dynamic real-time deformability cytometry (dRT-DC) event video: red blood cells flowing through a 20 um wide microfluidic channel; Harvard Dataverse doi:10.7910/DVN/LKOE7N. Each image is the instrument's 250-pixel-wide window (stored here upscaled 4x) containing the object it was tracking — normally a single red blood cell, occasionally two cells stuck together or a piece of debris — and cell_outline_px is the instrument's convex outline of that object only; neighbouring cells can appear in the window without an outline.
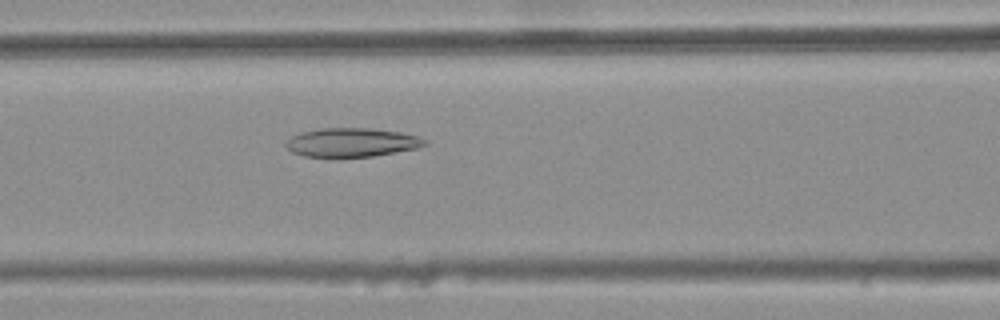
{"species": "common noctule bat (a hibernating species)", "species_latin": "Nyctalus noctula", "temperature_condition": "warm", "stored_images_in_passage": 49, "camera_frame_rate_fps": 3000, "um_per_image_px": 0.085, "animal": {"sex": "female", "body_mass_g": 25.1}, "frame": {"image": 1, "passage_image": 22, "time_ms": 7.0, "image_size_px": [1000, 320], "cell_outline_px": [[428, 144], [416, 148], [396, 152], [372, 156], [304, 156], [292, 152], [284, 144], [292, 136], [300, 132], [320, 128], [368, 128], [400, 132], [416, 136], [428, 140]], "centroid_in_image_um": [29.9, 12.09], "position_along_channel_um": 136.7, "area_um2": 23.06}}
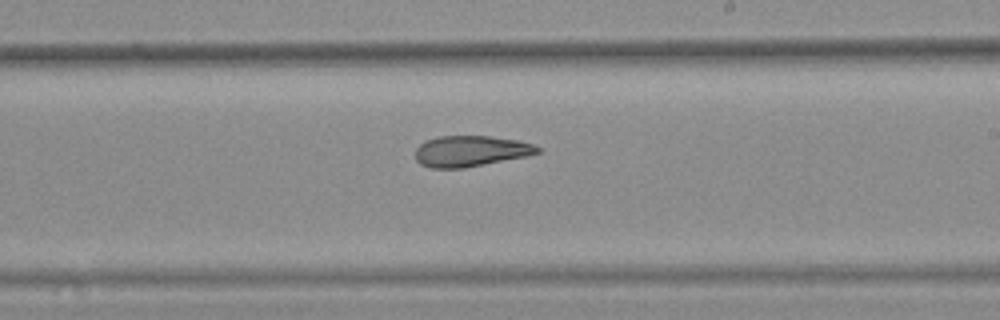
{"frame": {"image": 2, "passage_image": 31, "time_ms": 10.0, "image_size_px": [1000, 320], "cell_outline_px": [[544, 148], [540, 152], [528, 156], [464, 168], [432, 168], [420, 164], [416, 160], [416, 148], [424, 140], [440, 136], [488, 136], [516, 140], [532, 144]], "centroid_in_image_um": [40.01, 12.85], "position_along_channel_um": 249.0, "area_um2": 22.08}}
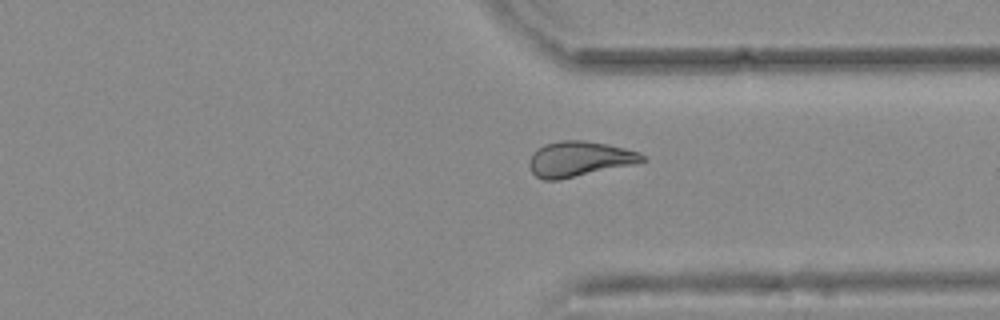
{"frame": {"image": 3, "passage_image": 40, "time_ms": 13.0, "image_size_px": [1000, 320], "cell_outline_px": [[648, 160], [636, 164], [560, 180], [544, 180], [536, 176], [532, 172], [528, 164], [528, 160], [532, 152], [536, 148], [544, 144], [560, 140], [584, 140], [608, 144], [624, 148], [648, 156]], "centroid_in_image_um": [49.23, 13.51], "position_along_channel_um": 362.2, "area_um2": 23.64}, "authors_computed_cell_mechanics": {"area_um2": 23.3512, "velocity_mm_per_s": 3.7514, "shape_relaxation_time_tau1_ms": null, "shape_relaxation_time_tau2_ms": 5.2989, "deformation_change_tau1": null, "deformation_change_tau2": 0.1419}}